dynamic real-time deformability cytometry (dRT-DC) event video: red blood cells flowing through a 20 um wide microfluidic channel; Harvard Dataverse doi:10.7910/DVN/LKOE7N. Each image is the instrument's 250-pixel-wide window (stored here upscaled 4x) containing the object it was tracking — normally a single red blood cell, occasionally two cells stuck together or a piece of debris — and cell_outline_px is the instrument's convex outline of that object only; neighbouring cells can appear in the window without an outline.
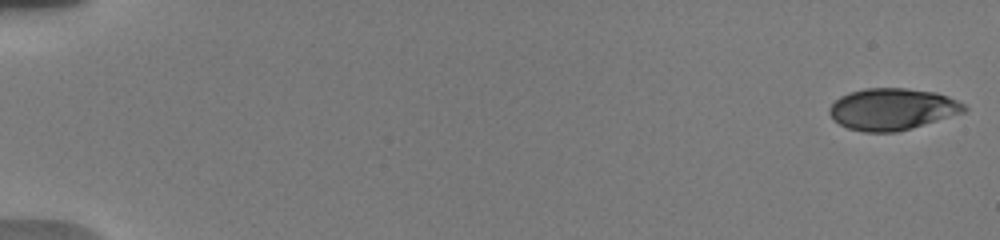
{"species": "human", "species_latin": "Homo sapiens", "temperature_condition": "warm", "stored_images_in_passage": 66, "camera_frame_rate_fps": 3000, "um_per_image_px": 0.085, "donor": {"sex": "male"}, "frame": {"image": 1, "passage_image": 1, "time_ms": 0.0, "image_size_px": [1000, 240], "cell_outline_px": [[968, 108], [964, 112], [896, 132], [864, 132], [848, 128], [840, 124], [828, 112], [828, 108], [840, 96], [848, 92], [864, 88], [908, 88], [936, 92], [948, 96], [964, 104]], "centroid_in_image_um": [75.83, 9.26], "position_along_channel_um": 9.2, "area_um2": 32.54}}
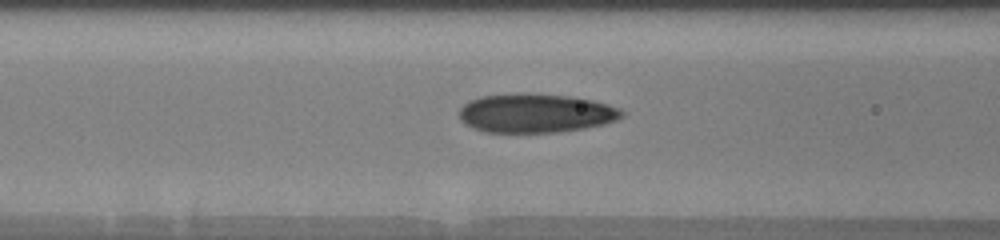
{"frame": {"image": 2, "passage_image": 32, "time_ms": 7.667, "image_size_px": [1000, 240], "cell_outline_px": [[624, 116], [616, 120], [604, 124], [584, 128], [560, 132], [484, 132], [472, 128], [460, 120], [460, 108], [468, 100], [480, 96], [512, 92], [528, 92], [576, 96], [608, 104], [620, 108], [624, 112]], "centroid_in_image_um": [45.53, 9.59], "position_along_channel_um": 121.1, "area_um2": 37.69}}
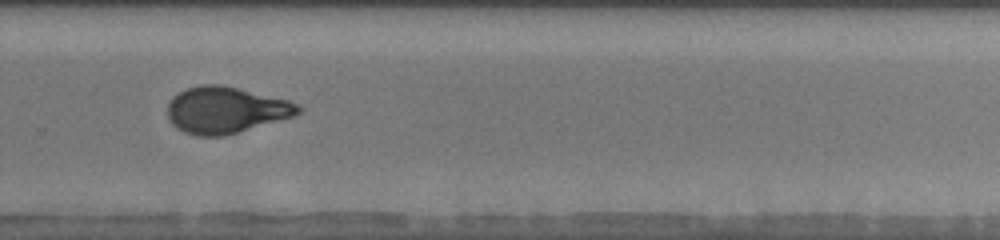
{"frame": {"image": 3, "passage_image": 47, "time_ms": 12.667, "image_size_px": [1000, 240], "cell_outline_px": [[304, 112], [292, 116], [224, 136], [196, 136], [184, 132], [176, 128], [168, 120], [168, 104], [180, 92], [188, 88], [200, 84], [220, 84], [288, 100], [300, 104], [304, 108]], "centroid_in_image_um": [19.2, 9.36], "position_along_channel_um": 310.6, "area_um2": 35.2}, "authors_computed_cell_mechanics": {"area_um2": 34.8823, "velocity_mm_per_s": 3.801, "shape_relaxation_time_tau1_ms": 4.8091, "shape_relaxation_time_tau2_ms": 1.1483, "deformation_change_tau1": 0.1835, "deformation_change_tau2": 0.0723}}